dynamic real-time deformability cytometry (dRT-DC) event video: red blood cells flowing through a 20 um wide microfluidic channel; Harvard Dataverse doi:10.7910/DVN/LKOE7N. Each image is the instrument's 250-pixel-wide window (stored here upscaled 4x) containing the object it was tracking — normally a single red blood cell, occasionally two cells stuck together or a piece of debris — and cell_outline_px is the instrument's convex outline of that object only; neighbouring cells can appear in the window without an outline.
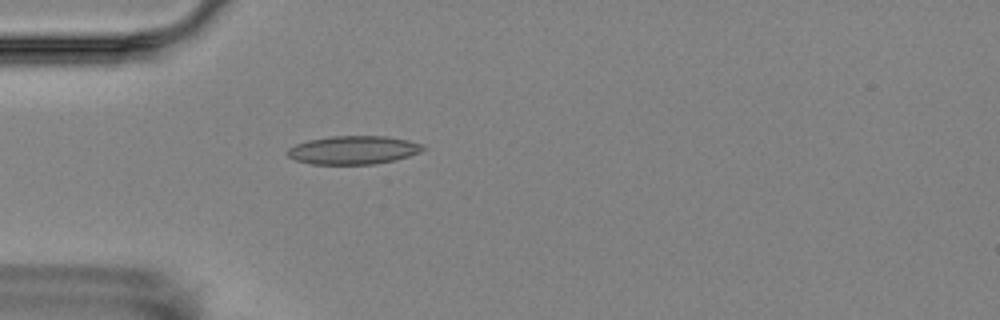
{"species": "Egyptian fruit bat (a non-hibernating species)", "species_latin": "Rousettus aegyptiacus", "temperature_condition": "room temperature", "stored_images_in_passage": 5, "camera_frame_rate_fps": 3000, "um_per_image_px": 0.085, "animal": {"sex": "female"}, "frame": {"image": 1, "passage_image": 5, "time_ms": 4.667, "image_size_px": [1000, 320], "cell_outline_px": [[428, 148], [420, 152], [396, 160], [372, 164], [312, 164], [296, 160], [288, 156], [288, 148], [296, 144], [308, 140], [332, 136], [384, 136], [408, 140], [424, 144]], "centroid_in_image_um": [30.08, 12.75], "position_along_channel_um": 54.9, "area_um2": 22.43}}